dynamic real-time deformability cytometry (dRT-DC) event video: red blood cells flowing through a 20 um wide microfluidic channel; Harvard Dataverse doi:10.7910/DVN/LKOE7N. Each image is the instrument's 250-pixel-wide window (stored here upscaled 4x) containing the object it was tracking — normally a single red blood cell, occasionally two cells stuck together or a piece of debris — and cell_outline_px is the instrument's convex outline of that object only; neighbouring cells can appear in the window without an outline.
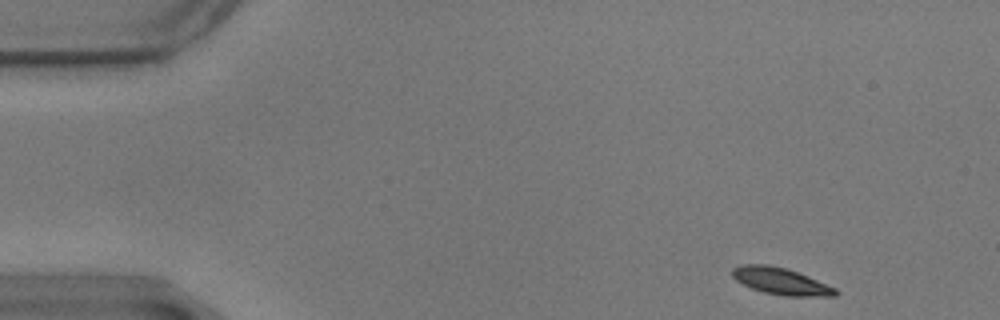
{"species": "common noctule bat (a hibernating species)", "species_latin": "Nyctalus noctula", "temperature_condition": "warm", "stored_images_in_passage": 53, "camera_frame_rate_fps": 3000, "um_per_image_px": 0.085, "animal": {"sex": "male", "body_mass_g": 17.9}, "frame": {"image": 1, "passage_image": 1, "time_ms": 0.0, "image_size_px": [1000, 320], "cell_outline_px": [[840, 292], [836, 296], [784, 296], [764, 292], [752, 288], [736, 280], [732, 276], [732, 268], [744, 264], [768, 264], [788, 268], [808, 276], [836, 288]], "centroid_in_image_um": [66.4, 23.89], "position_along_channel_um": 18.6, "area_um2": 16.18}}
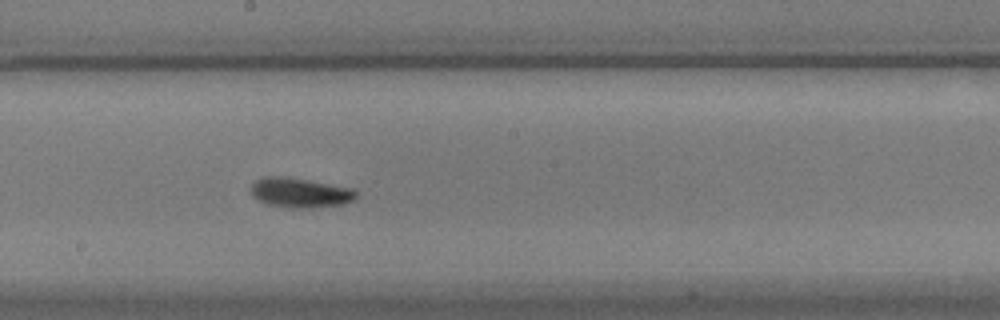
{"frame": {"image": 2, "passage_image": 27, "time_ms": 8.667, "image_size_px": [1000, 320], "cell_outline_px": [[356, 200], [344, 204], [312, 208], [288, 208], [268, 204], [252, 196], [252, 184], [256, 180], [264, 176], [284, 176], [308, 180], [352, 188], [356, 192]], "centroid_in_image_um": [25.52, 16.38], "position_along_channel_um": 222.7, "area_um2": 18.26}}
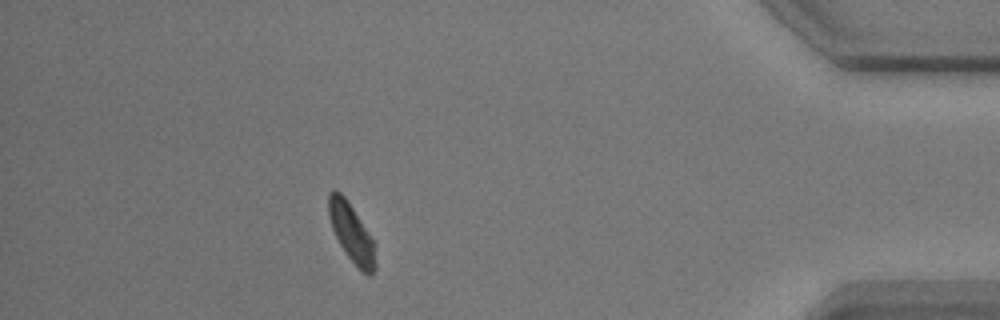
{"frame": {"image": 3, "passage_image": 47, "time_ms": 15.333, "image_size_px": [1000, 320], "cell_outline_px": [[376, 268], [368, 276], [360, 272], [344, 252], [332, 228], [328, 216], [328, 192], [332, 188], [336, 188], [344, 196], [376, 244]], "centroid_in_image_um": [29.88, 19.82], "position_along_channel_um": 405.3, "area_um2": 16.18}, "authors_computed_cell_mechanics": {"area_um2": 16.5308, "velocity_mm_per_s": 3.4496, "shape_relaxation_time_tau1_ms": null, "shape_relaxation_time_tau2_ms": 4.6239, "deformation_change_tau1": null, "deformation_change_tau2": 0.099}}